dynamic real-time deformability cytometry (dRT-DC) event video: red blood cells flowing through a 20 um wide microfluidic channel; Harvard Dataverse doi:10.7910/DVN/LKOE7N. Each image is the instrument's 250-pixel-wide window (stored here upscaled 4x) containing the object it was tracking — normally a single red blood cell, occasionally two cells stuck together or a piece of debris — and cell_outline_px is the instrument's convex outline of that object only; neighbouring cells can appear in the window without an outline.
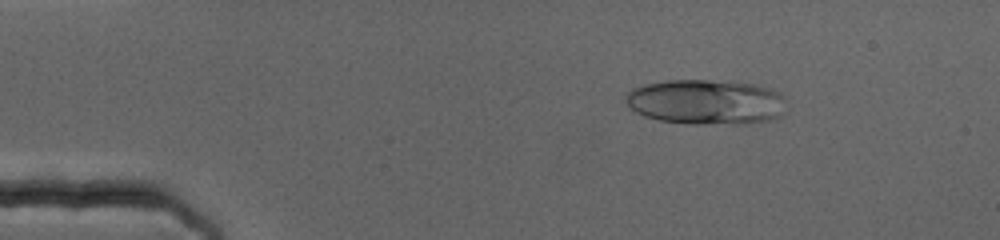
{"species": "human", "species_latin": "Homo sapiens", "temperature_condition": "cold", "stored_images_in_passage": 72, "camera_frame_rate_fps": 3000, "um_per_image_px": 0.085, "donor": {"sex": "female"}, "frame": {"image": 1, "passage_image": 11, "time_ms": 3.333, "image_size_px": [1000, 240], "cell_outline_px": [[784, 112], [780, 116], [768, 120], [744, 124], [692, 124], [660, 120], [644, 116], [636, 112], [624, 100], [628, 92], [632, 88], [644, 84], [668, 80], [708, 80], [756, 84], [772, 88], [780, 92], [784, 96]], "centroid_in_image_um": [60.03, 8.66], "position_along_channel_um": 25.0, "area_um2": 42.43}}
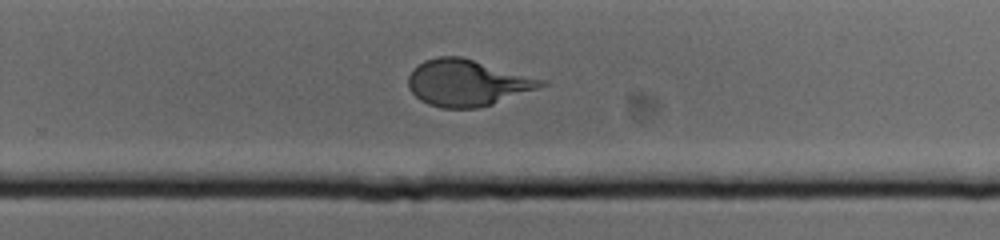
{"frame": {"image": 2, "passage_image": 47, "time_ms": 15.333, "image_size_px": [1000, 240], "cell_outline_px": [[548, 84], [492, 104], [476, 108], [440, 108], [428, 104], [420, 100], [408, 88], [408, 76], [412, 68], [424, 60], [436, 56], [460, 56], [548, 80]], "centroid_in_image_um": [39.69, 7.03], "position_along_channel_um": 290.1, "area_um2": 36.01}}
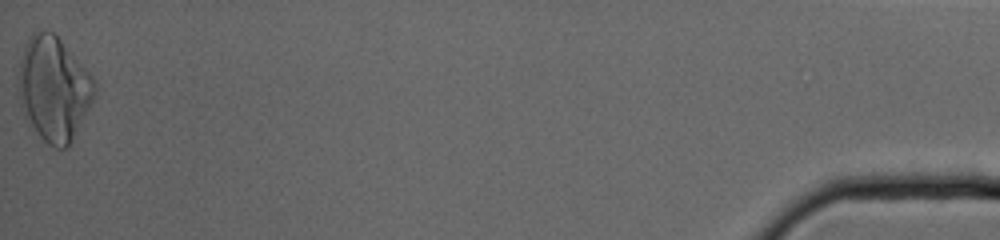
{"frame": {"image": 3, "passage_image": 72, "time_ms": 23.667, "image_size_px": [1000, 240], "cell_outline_px": [[96, 92], [68, 148], [56, 148], [48, 144], [24, 120], [20, 104], [16, 80], [20, 60], [24, 44], [36, 32], [52, 32], [60, 40], [92, 76], [96, 84]], "centroid_in_image_um": [4.52, 7.58], "position_along_channel_um": 430.7, "area_um2": 46.01}}